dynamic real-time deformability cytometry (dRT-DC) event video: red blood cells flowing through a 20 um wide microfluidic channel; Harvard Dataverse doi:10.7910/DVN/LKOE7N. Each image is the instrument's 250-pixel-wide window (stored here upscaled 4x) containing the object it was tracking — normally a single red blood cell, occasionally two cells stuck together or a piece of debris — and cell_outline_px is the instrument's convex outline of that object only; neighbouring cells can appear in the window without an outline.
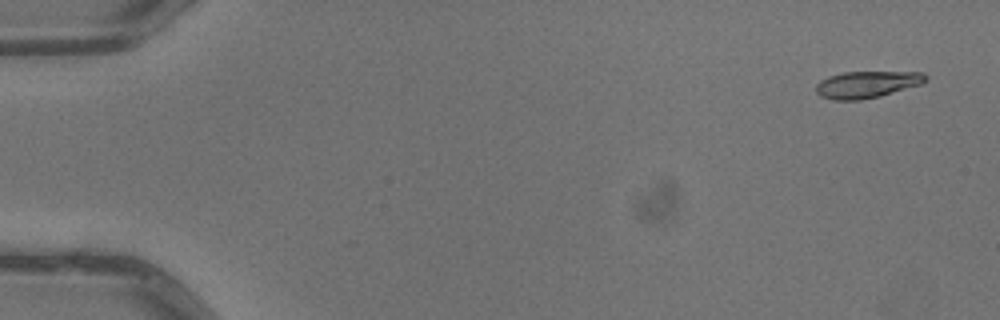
{"species": "common noctule bat (a hibernating species)", "species_latin": "Nyctalus noctula", "temperature_condition": "warm", "stored_images_in_passage": 4, "camera_frame_rate_fps": 3000, "um_per_image_px": 0.085, "animal": {"sex": "male", "body_mass_g": 13.3}, "frame": {"image": 1, "passage_image": 1, "time_ms": 0.0, "image_size_px": [1000, 320], "cell_outline_px": [[928, 80], [920, 84], [880, 96], [860, 100], [832, 100], [820, 96], [816, 92], [816, 84], [820, 80], [828, 76], [844, 72], [924, 72], [928, 76]], "centroid_in_image_um": [73.67, 7.18], "position_along_channel_um": 11.3, "area_um2": 17.17}}
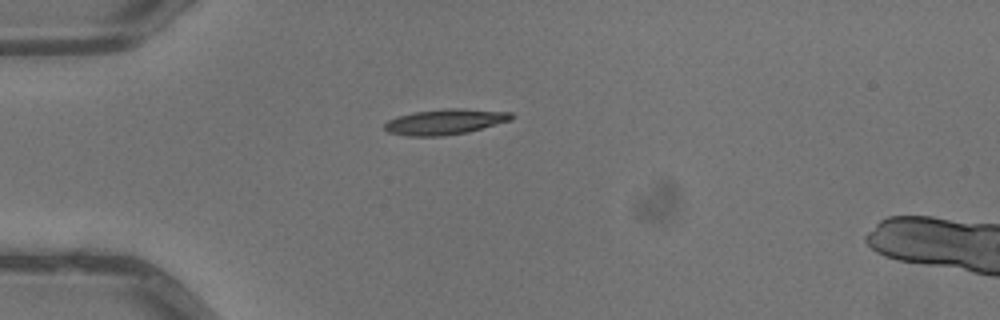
{"frame": {"image": 2, "passage_image": 3, "time_ms": 0.667, "image_size_px": [1000, 320], "cell_outline_px": [[516, 116], [512, 120], [468, 132], [444, 136], [408, 136], [388, 132], [384, 128], [384, 124], [388, 120], [396, 116], [412, 112], [448, 108], [464, 108], [512, 112]], "centroid_in_image_um": [37.86, 10.34], "position_along_channel_um": 47.1, "area_um2": 19.13}}